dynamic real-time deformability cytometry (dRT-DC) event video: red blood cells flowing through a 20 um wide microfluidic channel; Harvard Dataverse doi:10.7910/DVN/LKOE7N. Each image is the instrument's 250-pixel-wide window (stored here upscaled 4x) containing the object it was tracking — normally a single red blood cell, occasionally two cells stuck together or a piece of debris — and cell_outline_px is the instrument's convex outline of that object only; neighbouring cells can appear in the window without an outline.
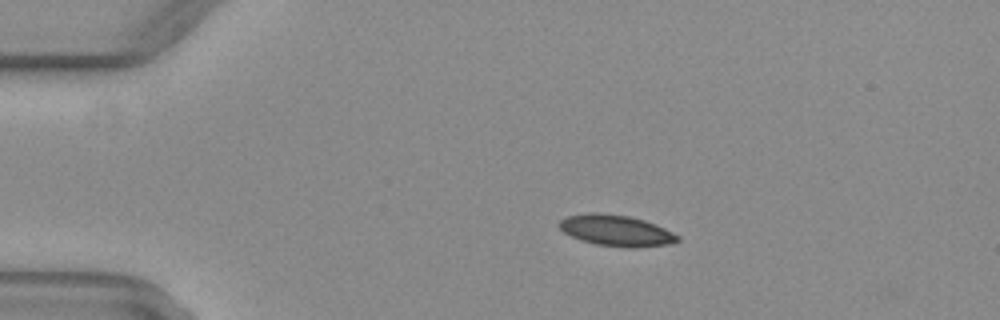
{"species": "common noctule bat (a hibernating species)", "species_latin": "Nyctalus noctula", "temperature_condition": "warm", "stored_images_in_passage": 41, "camera_frame_rate_fps": 3000, "um_per_image_px": 0.085, "animal": {"sex": "female", "body_mass_g": 29.2, "forearm_length_mm": 56.3}, "frame": {"image": 1, "passage_image": 1, "time_ms": 0.0, "image_size_px": [1000, 320], "cell_outline_px": [[680, 240], [668, 244], [636, 248], [628, 248], [596, 244], [580, 240], [564, 232], [556, 224], [560, 220], [568, 216], [588, 212], [600, 212], [628, 216], [644, 220], [656, 224], [680, 236]], "centroid_in_image_um": [52.37, 19.59], "position_along_channel_um": 32.6, "area_um2": 21.56}}
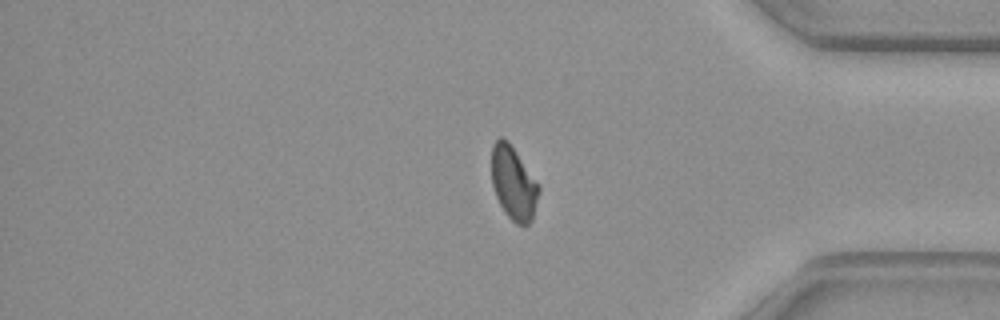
{"frame": {"image": 2, "passage_image": 33, "time_ms": 10.667, "image_size_px": [1000, 320], "cell_outline_px": [[540, 192], [532, 220], [524, 228], [516, 224], [504, 212], [496, 196], [492, 184], [492, 144], [500, 136], [508, 140], [540, 184]], "centroid_in_image_um": [43.67, 15.58], "position_along_channel_um": 391.5, "area_um2": 20.58}}
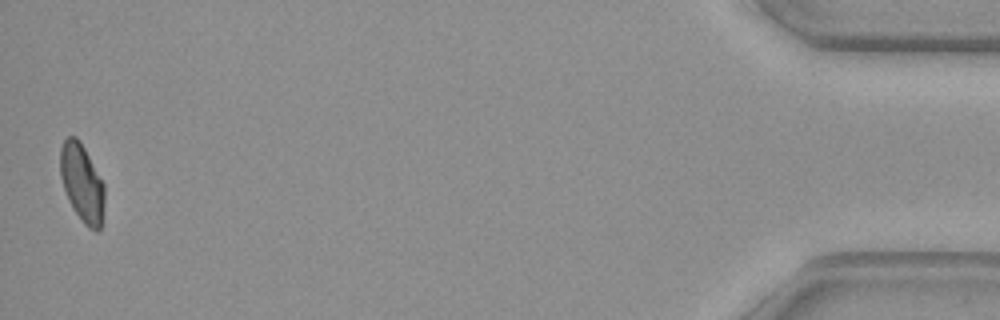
{"frame": {"image": 3, "passage_image": 41, "time_ms": 13.333, "image_size_px": [1000, 320], "cell_outline_px": [[104, 204], [100, 228], [96, 232], [88, 228], [84, 224], [72, 208], [68, 200], [60, 176], [60, 148], [64, 140], [68, 136], [76, 136], [80, 140], [104, 184]], "centroid_in_image_um": [6.96, 15.55], "position_along_channel_um": 428.2, "area_um2": 20.11}, "authors_computed_cell_mechanics": {"area_um2": 21.2704, "velocity_mm_per_s": 4.08, "shape_relaxation_time_tau1_ms": 10.8056, "shape_relaxation_time_tau2_ms": 3.3104, "deformation_change_tau1": 0.1874, "deformation_change_tau2": 0.0706}}